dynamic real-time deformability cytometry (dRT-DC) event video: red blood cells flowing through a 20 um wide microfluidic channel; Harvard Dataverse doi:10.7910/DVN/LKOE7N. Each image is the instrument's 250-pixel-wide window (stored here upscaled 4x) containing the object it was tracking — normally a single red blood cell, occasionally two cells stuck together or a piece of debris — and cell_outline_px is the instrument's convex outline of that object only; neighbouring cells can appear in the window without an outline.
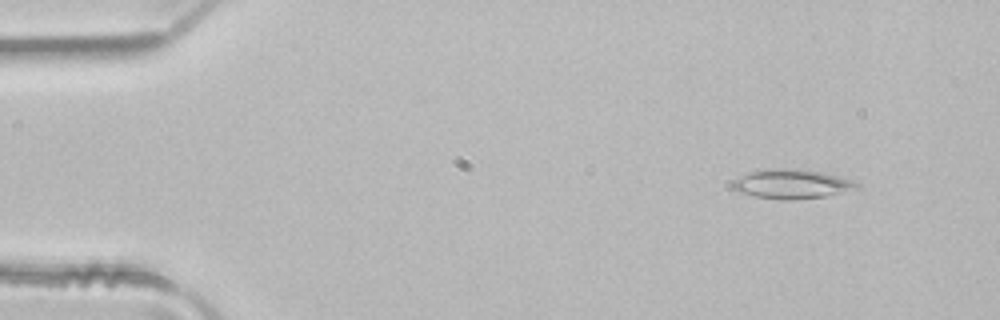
{"species": "common noctule bat (a hibernating species)", "species_latin": "Nyctalus noctula", "temperature_condition": "room temperature", "stored_images_in_passage": 4, "camera_frame_rate_fps": 3000, "um_per_image_px": 0.085, "animal": {"sex": "male", "body_mass_g": 21.5, "forearm_length_mm": 52.0}, "frame": {"image": 1, "passage_image": 2, "time_ms": 0.333, "image_size_px": [1000, 320], "cell_outline_px": [[860, 188], [828, 196], [792, 200], [780, 200], [752, 196], [740, 192], [732, 188], [732, 180], [748, 172], [768, 168], [796, 168], [820, 172], [840, 176], [852, 180], [860, 184]], "centroid_in_image_um": [67.3, 15.64], "position_along_channel_um": 17.7, "area_um2": 21.62}}